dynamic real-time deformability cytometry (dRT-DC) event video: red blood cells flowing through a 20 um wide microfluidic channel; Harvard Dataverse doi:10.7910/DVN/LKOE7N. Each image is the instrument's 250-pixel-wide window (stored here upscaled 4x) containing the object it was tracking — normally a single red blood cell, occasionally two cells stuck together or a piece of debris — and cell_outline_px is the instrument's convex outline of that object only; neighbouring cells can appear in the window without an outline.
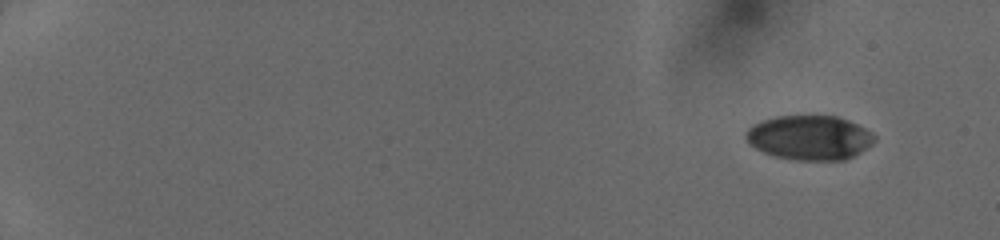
{"species": "human", "species_latin": "Homo sapiens", "temperature_condition": "cold", "stored_images_in_passage": 12, "segment_of_instrument_passage": [2, 2], "camera_frame_rate_fps": 3000, "um_per_image_px": 0.085, "donor": {"sex": "female"}, "frame": {"image": 1, "passage_image": 12, "time_ms": 3.667, "image_size_px": [1000, 240], "cell_outline_px": [[876, 140], [872, 144], [860, 152], [844, 160], [796, 160], [776, 156], [764, 152], [748, 144], [744, 136], [744, 132], [752, 124], [760, 120], [776, 116], [836, 116], [848, 120], [872, 132], [876, 136]], "centroid_in_image_um": [68.78, 11.69], "position_along_channel_um": 16.2, "area_um2": 33.47}}